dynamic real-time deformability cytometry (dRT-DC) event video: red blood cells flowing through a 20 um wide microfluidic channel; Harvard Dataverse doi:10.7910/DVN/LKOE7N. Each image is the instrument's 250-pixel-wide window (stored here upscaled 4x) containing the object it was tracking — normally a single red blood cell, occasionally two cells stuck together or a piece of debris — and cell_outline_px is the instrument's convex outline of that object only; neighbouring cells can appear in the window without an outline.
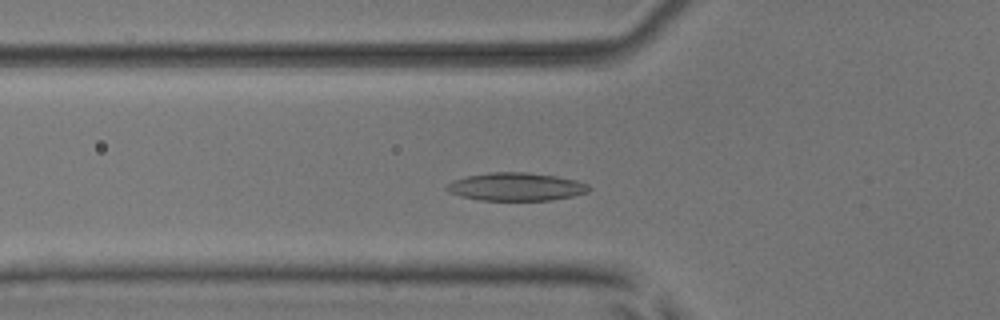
{"species": "common noctule bat (a hibernating species)", "species_latin": "Nyctalus noctula", "temperature_condition": "room temperature", "stored_images_in_passage": 49, "camera_frame_rate_fps": 3000, "um_per_image_px": 0.085, "animal": {"sex": "male", "body_mass_g": 17.9, "forearm_length_mm": 54.2}, "frame": {"image": 1, "passage_image": 15, "time_ms": 4.667, "image_size_px": [1000, 320], "cell_outline_px": [[592, 188], [588, 192], [572, 196], [552, 200], [480, 200], [460, 196], [448, 192], [444, 188], [452, 180], [468, 176], [488, 172], [528, 172], [556, 176], [576, 180], [588, 184]], "centroid_in_image_um": [43.86, 15.87], "position_along_channel_um": 81.9, "area_um2": 23.35}}
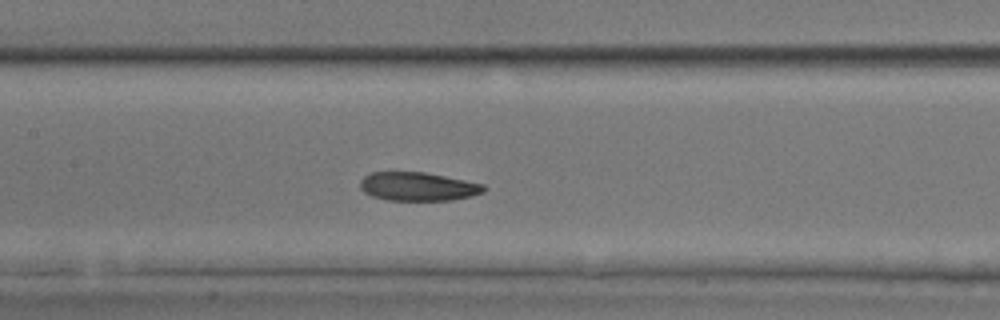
{"frame": {"image": 2, "passage_image": 22, "time_ms": 7.0, "image_size_px": [1000, 320], "cell_outline_px": [[488, 188], [484, 192], [472, 196], [452, 200], [388, 200], [372, 196], [364, 192], [360, 188], [360, 180], [364, 176], [372, 172], [424, 172], [484, 184]], "centroid_in_image_um": [35.54, 15.86], "position_along_channel_um": 171.9, "area_um2": 20.63}}
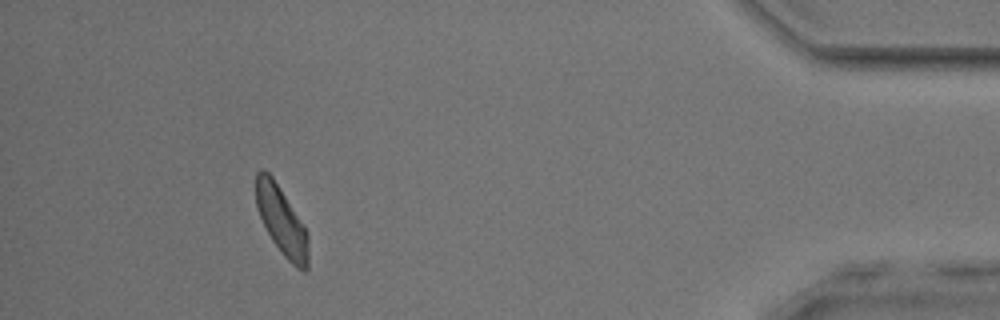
{"frame": {"image": 3, "passage_image": 45, "time_ms": 14.667, "image_size_px": [1000, 320], "cell_outline_px": [[308, 268], [304, 272], [296, 268], [284, 256], [272, 240], [260, 216], [256, 204], [256, 172], [260, 168], [264, 168], [272, 176], [304, 224], [308, 236]], "centroid_in_image_um": [23.95, 18.76], "position_along_channel_um": 411.3, "area_um2": 20.87}, "authors_computed_cell_mechanics": {"area_um2": 21.5016, "velocity_mm_per_s": 3.8553, "shape_relaxation_time_tau1_ms": 4.1716, "shape_relaxation_time_tau2_ms": 2.8482, "deformation_change_tau1": 0.1093, "deformation_change_tau2": 0.0791}}